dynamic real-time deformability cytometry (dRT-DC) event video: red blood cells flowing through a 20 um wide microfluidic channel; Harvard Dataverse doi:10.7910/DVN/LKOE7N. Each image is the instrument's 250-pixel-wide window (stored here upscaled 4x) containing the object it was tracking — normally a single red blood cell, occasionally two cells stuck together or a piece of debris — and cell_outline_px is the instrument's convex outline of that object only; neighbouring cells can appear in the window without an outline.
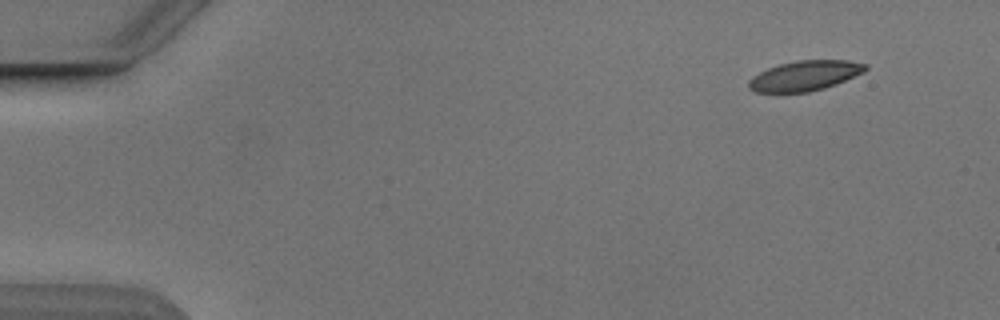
{"species": "Egyptian fruit bat (a non-hibernating species)", "species_latin": "Rousettus aegyptiacus", "temperature_condition": "cold", "stored_images_in_passage": 4, "camera_frame_rate_fps": 3000, "um_per_image_px": 0.085, "animal": {"sex": "male"}, "frame": {"image": 1, "passage_image": 1, "time_ms": 0.0, "image_size_px": [1000, 320], "cell_outline_px": [[868, 68], [864, 72], [836, 84], [824, 88], [808, 92], [756, 92], [748, 88], [748, 80], [752, 76], [768, 68], [780, 64], [796, 60], [848, 60], [868, 64]], "centroid_in_image_um": [68.42, 6.43], "position_along_channel_um": 16.6, "area_um2": 20.46}}
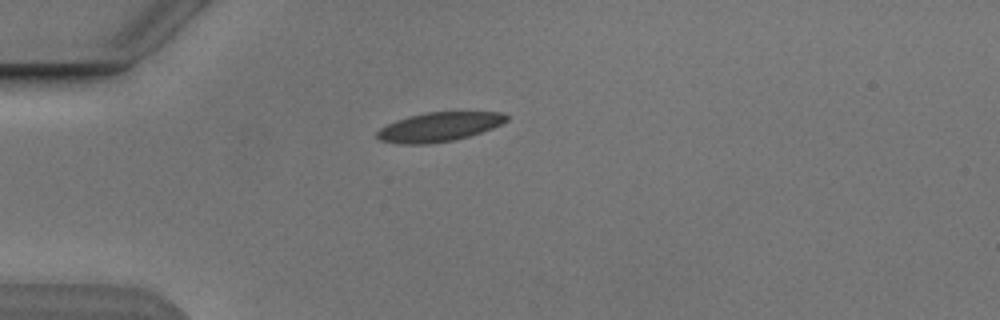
{"frame": {"image": 2, "passage_image": 4, "time_ms": 3.333, "image_size_px": [1000, 320], "cell_outline_px": [[508, 120], [492, 128], [468, 136], [452, 140], [428, 144], [400, 144], [380, 140], [376, 136], [376, 132], [380, 128], [396, 120], [408, 116], [428, 112], [500, 112], [508, 116]], "centroid_in_image_um": [37.29, 10.78], "position_along_channel_um": 47.7, "area_um2": 21.79}}